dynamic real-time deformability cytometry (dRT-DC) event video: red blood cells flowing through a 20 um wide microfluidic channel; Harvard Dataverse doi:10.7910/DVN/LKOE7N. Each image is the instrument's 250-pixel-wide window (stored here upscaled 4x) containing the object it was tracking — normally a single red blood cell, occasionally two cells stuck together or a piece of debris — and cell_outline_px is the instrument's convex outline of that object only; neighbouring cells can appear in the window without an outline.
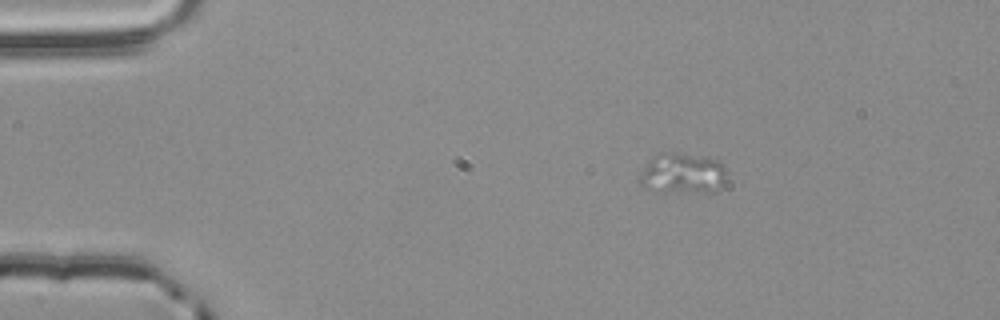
{"species": "common noctule bat (a hibernating species)", "species_latin": "Nyctalus noctula", "temperature_condition": "room temperature", "stored_images_in_passage": 53, "camera_frame_rate_fps": 3000, "um_per_image_px": 0.085, "animal": {"sex": "male", "body_mass_g": 20.4}, "frame": {"image": 1, "passage_image": 8, "time_ms": 2.333, "image_size_px": [1000, 320], "cell_outline_px": [[728, 176], [724, 184], [720, 188], [712, 192], [664, 192], [648, 188], [640, 184], [640, 176], [648, 160], [656, 152], [684, 152], [708, 156], [720, 160], [724, 164], [728, 172]], "centroid_in_image_um": [58.1, 14.7], "position_along_channel_um": 26.9, "area_um2": 21.44}}